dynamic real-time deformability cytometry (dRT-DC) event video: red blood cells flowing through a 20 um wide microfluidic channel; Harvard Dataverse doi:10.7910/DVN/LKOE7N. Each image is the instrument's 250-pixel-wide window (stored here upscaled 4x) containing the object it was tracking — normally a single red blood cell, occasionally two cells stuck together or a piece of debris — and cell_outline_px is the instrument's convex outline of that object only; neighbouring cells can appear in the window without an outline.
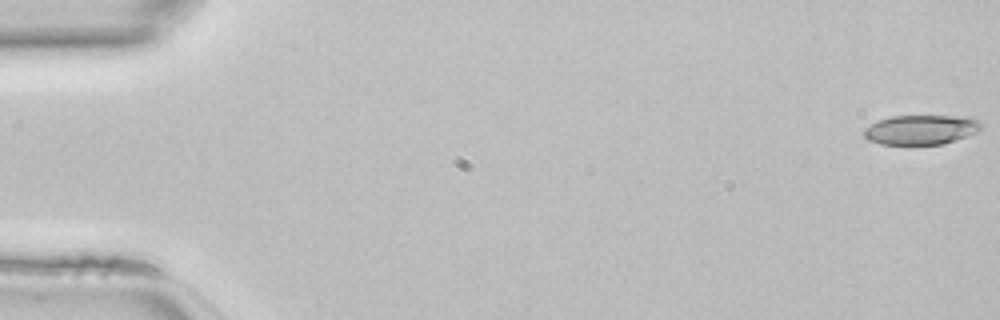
{"species": "common noctule bat (a hibernating species)", "species_latin": "Nyctalus noctula", "temperature_condition": "room temperature", "stored_images_in_passage": 14, "camera_frame_rate_fps": 3000, "um_per_image_px": 0.085, "animal": {"sex": "female", "body_mass_g": 22.7, "forearm_length_mm": 54.2}, "frame": {"image": 1, "passage_image": 1, "time_ms": 0.0, "image_size_px": [1000, 320], "cell_outline_px": [[984, 128], [976, 132], [944, 144], [880, 144], [868, 140], [864, 136], [864, 128], [876, 120], [892, 116], [972, 116], [980, 120], [984, 124]], "centroid_in_image_um": [78.32, 11.01], "position_along_channel_um": 6.7, "area_um2": 20.52}}
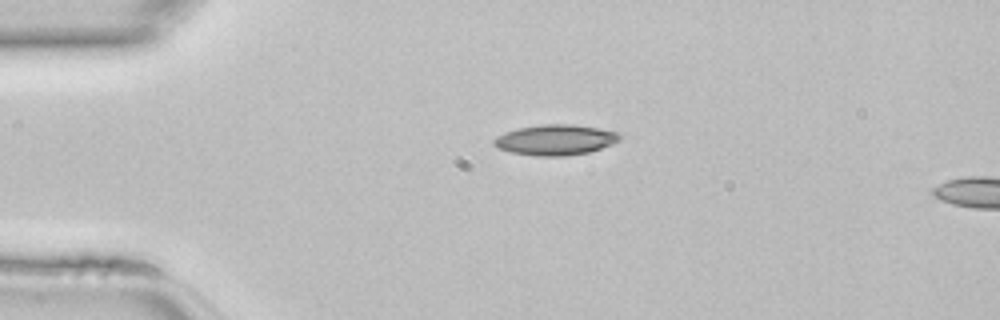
{"frame": {"image": 2, "passage_image": 11, "time_ms": 3.333, "image_size_px": [1000, 320], "cell_outline_px": [[620, 140], [612, 144], [588, 152], [564, 156], [536, 156], [512, 152], [496, 148], [492, 144], [492, 140], [496, 136], [504, 132], [516, 128], [544, 124], [572, 124], [620, 132]], "centroid_in_image_um": [47.16, 11.88], "position_along_channel_um": 37.8, "area_um2": 22.43}}